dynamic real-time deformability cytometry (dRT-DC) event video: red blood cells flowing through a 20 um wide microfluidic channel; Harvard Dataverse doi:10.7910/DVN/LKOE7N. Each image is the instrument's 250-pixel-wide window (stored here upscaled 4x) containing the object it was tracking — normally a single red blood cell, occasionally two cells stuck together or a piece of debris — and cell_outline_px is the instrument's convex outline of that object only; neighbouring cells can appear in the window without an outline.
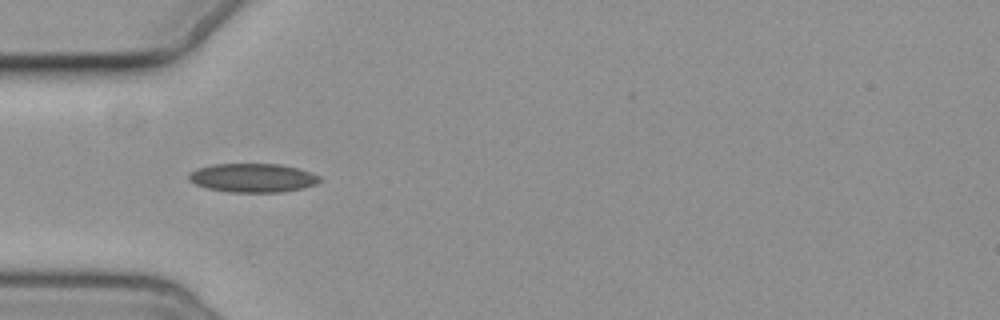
{"species": "common noctule bat (a hibernating species)", "species_latin": "Nyctalus noctula", "temperature_condition": "cold", "stored_images_in_passage": 5, "camera_frame_rate_fps": 3000, "um_per_image_px": 0.085, "animal": {"sex": "female", "body_mass_g": 19.3, "forearm_length_mm": 54.1}, "frame": {"image": 1, "passage_image": 4, "time_ms": 3.667, "image_size_px": [1000, 320], "cell_outline_px": [[320, 180], [316, 184], [300, 188], [280, 192], [228, 192], [208, 188], [196, 184], [188, 180], [188, 172], [196, 168], [212, 164], [280, 164], [300, 168], [312, 172], [320, 176]], "centroid_in_image_um": [21.46, 15.1], "position_along_channel_um": 63.5, "area_um2": 22.08}}
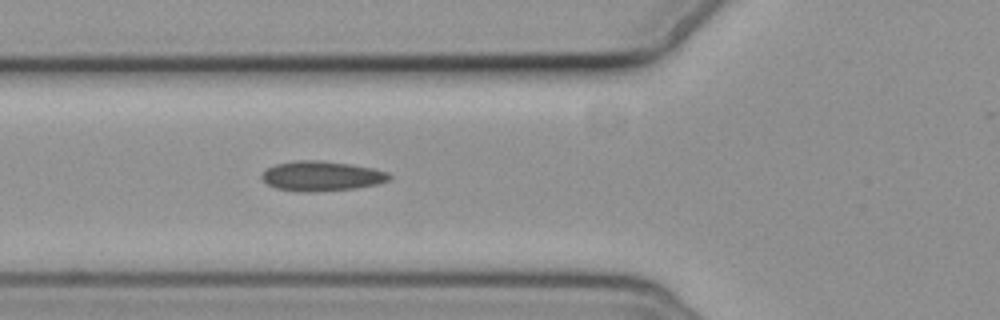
{"frame": {"image": 2, "passage_image": 5, "time_ms": 4.667, "image_size_px": [1000, 320], "cell_outline_px": [[392, 176], [388, 180], [376, 184], [356, 188], [276, 188], [268, 184], [260, 176], [264, 168], [276, 164], [296, 160], [320, 160], [348, 164], [372, 168], [388, 172]], "centroid_in_image_um": [27.34, 14.89], "position_along_channel_um": 98.5, "area_um2": 20.87}}